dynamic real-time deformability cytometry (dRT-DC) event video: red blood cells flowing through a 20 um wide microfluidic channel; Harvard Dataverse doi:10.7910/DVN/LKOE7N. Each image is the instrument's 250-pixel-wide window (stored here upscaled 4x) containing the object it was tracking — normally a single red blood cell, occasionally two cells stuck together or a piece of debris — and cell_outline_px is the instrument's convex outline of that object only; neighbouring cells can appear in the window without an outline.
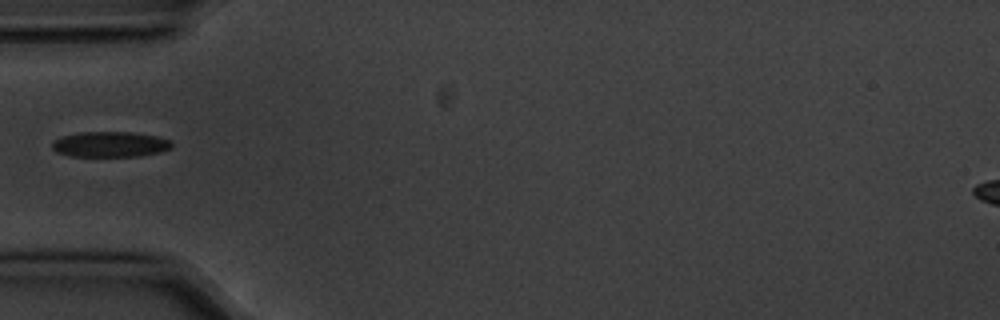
{"species": "common noctule bat (a hibernating species)", "species_latin": "Nyctalus noctula", "temperature_condition": "cold", "stored_images_in_passage": 1, "camera_frame_rate_fps": 3000, "um_per_image_px": 0.085, "animal": {"sex": "male", "body_mass_g": 20.1, "forearm_length_mm": 53.5}, "frame": {"image": 1, "passage_image": 1, "time_ms": 0.0, "image_size_px": [1000, 320], "cell_outline_px": [[172, 148], [160, 152], [140, 156], [68, 156], [56, 152], [52, 148], [52, 140], [64, 136], [80, 132], [136, 132], [156, 136], [168, 140], [172, 144]], "centroid_in_image_um": [9.34, 12.27], "position_along_channel_um": 75.7, "area_um2": 17.8}}